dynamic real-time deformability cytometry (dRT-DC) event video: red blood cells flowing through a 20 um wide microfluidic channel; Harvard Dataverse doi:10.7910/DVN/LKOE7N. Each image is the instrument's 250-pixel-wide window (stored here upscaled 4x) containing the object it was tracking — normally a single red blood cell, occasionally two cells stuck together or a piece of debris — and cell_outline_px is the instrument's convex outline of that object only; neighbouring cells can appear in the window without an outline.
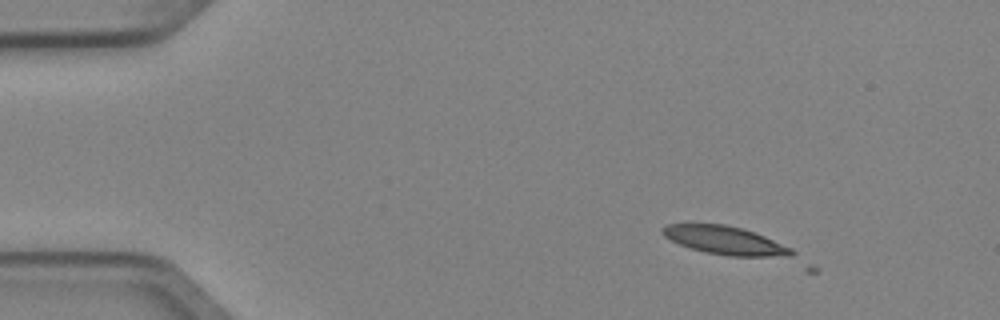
{"species": "Egyptian fruit bat (a non-hibernating species)", "species_latin": "Rousettus aegyptiacus", "temperature_condition": "cold", "stored_images_in_passage": 4, "camera_frame_rate_fps": 3000, "um_per_image_px": 0.085, "animal": {"sex": "female"}, "frame": {"image": 1, "passage_image": 1, "time_ms": 0.0, "image_size_px": [1000, 320], "cell_outline_px": [[816, 272], [808, 272], [704, 252], [680, 244], [664, 236], [660, 228], [668, 224], [724, 224], [740, 228], [764, 236], [792, 248], [812, 264], [816, 268]], "centroid_in_image_um": [62.62, 20.8], "position_along_channel_um": 22.4, "area_um2": 26.36}}